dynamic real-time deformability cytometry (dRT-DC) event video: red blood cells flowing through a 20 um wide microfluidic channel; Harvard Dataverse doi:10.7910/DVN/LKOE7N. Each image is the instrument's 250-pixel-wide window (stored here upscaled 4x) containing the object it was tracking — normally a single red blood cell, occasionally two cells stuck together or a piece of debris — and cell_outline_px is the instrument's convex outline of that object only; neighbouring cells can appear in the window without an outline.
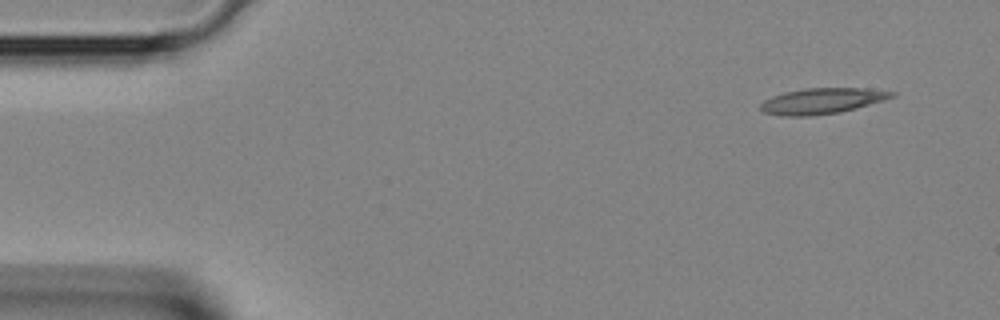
{"species": "Egyptian fruit bat (a non-hibernating species)", "species_latin": "Rousettus aegyptiacus", "temperature_condition": "room temperature", "stored_images_in_passage": 3, "camera_frame_rate_fps": 3000, "um_per_image_px": 0.085, "animal": {"sex": "female"}, "frame": {"image": 1, "passage_image": 1, "time_ms": 0.0, "image_size_px": [1000, 320], "cell_outline_px": [[896, 96], [884, 100], [856, 108], [840, 112], [812, 116], [780, 116], [764, 112], [760, 108], [760, 104], [764, 100], [772, 96], [784, 92], [804, 88], [864, 88], [896, 92]], "centroid_in_image_um": [69.86, 8.58], "position_along_channel_um": 15.1, "area_um2": 19.77}}